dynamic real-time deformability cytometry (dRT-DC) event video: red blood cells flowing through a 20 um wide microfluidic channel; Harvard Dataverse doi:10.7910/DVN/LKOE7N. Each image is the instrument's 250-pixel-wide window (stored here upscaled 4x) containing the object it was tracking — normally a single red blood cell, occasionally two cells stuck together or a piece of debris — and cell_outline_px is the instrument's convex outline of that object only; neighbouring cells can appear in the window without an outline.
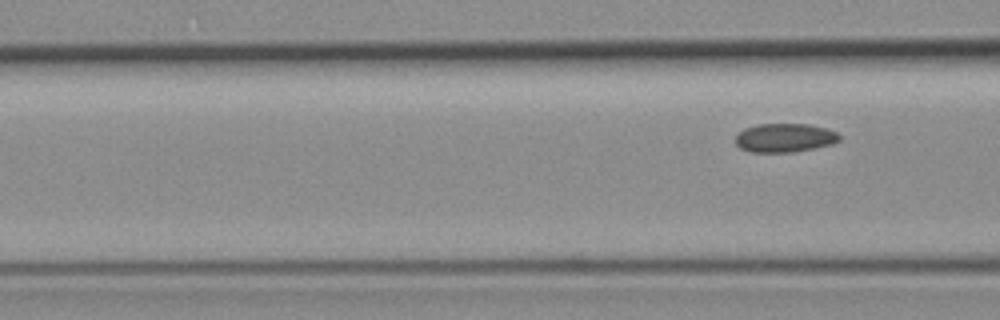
{"species": "common noctule bat (a hibernating species)", "species_latin": "Nyctalus noctula", "temperature_condition": "room temperature", "stored_images_in_passage": 4, "camera_frame_rate_fps": 3000, "um_per_image_px": 0.085, "animal": {"sex": "female", "body_mass_g": 19.3, "forearm_length_mm": 54.1}, "frame": {"image": 1, "passage_image": 4, "time_ms": 3.667, "image_size_px": [1000, 320], "cell_outline_px": [[840, 140], [832, 144], [792, 152], [752, 152], [740, 148], [736, 144], [736, 136], [744, 128], [756, 124], [808, 124], [828, 128], [836, 132], [840, 136]], "centroid_in_image_um": [66.7, 11.7], "position_along_channel_um": 99.9, "area_um2": 17.4}}